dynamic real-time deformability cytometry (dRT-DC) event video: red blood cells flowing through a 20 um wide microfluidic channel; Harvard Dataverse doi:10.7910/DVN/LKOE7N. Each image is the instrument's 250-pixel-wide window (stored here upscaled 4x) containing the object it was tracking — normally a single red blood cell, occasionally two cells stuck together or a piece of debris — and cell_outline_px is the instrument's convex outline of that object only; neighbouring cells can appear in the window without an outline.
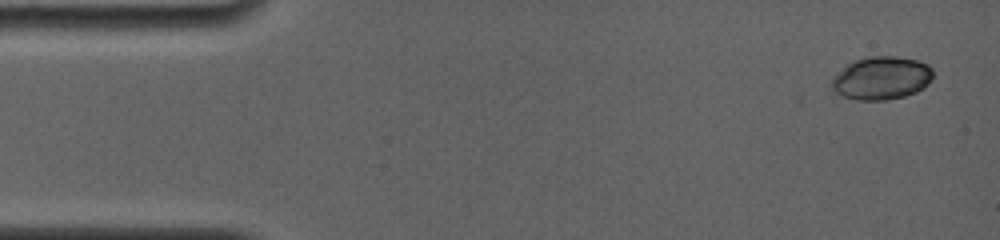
{"species": "common noctule bat (a hibernating species)", "species_latin": "Nyctalus noctula", "temperature_condition": "room temperature", "stored_images_in_passage": 7, "camera_frame_rate_fps": 4000, "um_per_image_px": 0.085, "animal": {"sex": "female", "body_mass_g": 19.0, "forearm_length_mm": 56.7}, "frame": {"image": 1, "passage_image": 1, "time_ms": 0.0, "image_size_px": [1000, 240], "cell_outline_px": [[932, 76], [928, 84], [924, 88], [916, 92], [904, 96], [884, 100], [860, 100], [844, 96], [836, 92], [832, 88], [832, 76], [852, 60], [872, 56], [896, 56], [916, 60], [928, 64], [932, 68]], "centroid_in_image_um": [74.92, 6.62], "position_along_channel_um": 10.1, "area_um2": 25.43}}
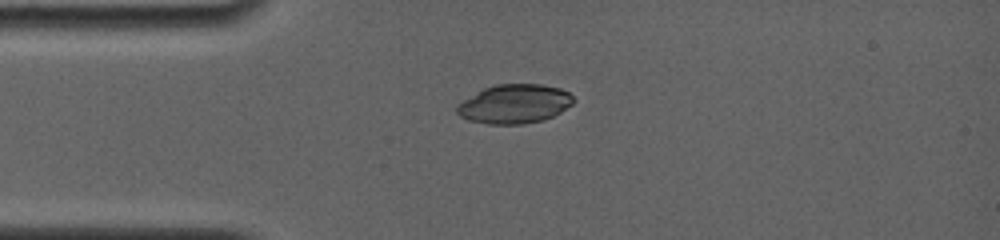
{"frame": {"image": 2, "passage_image": 5, "time_ms": 3.25, "image_size_px": [1000, 240], "cell_outline_px": [[576, 100], [572, 104], [560, 112], [544, 120], [520, 124], [488, 124], [468, 120], [460, 116], [456, 112], [456, 104], [484, 88], [496, 84], [540, 84], [560, 88], [568, 92]], "centroid_in_image_um": [43.72, 8.83], "position_along_channel_um": 41.3, "area_um2": 26.53}}
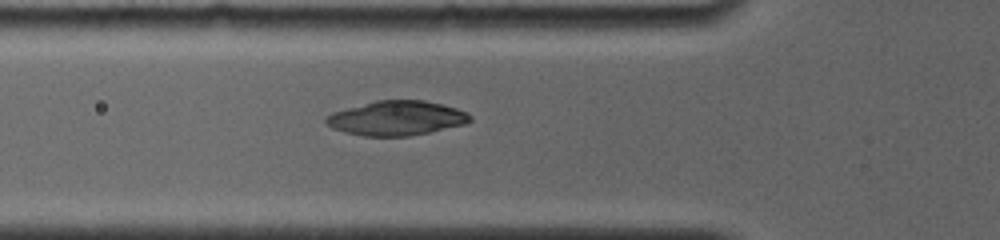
{"frame": {"image": 3, "passage_image": 7, "time_ms": 5.0, "image_size_px": [1000, 240], "cell_outline_px": [[472, 120], [464, 124], [428, 132], [408, 136], [364, 136], [344, 132], [332, 128], [324, 120], [324, 116], [332, 112], [376, 100], [424, 100], [444, 104], [468, 112], [472, 116]], "centroid_in_image_um": [33.7, 10.03], "position_along_channel_um": 92.1, "area_um2": 29.02}}